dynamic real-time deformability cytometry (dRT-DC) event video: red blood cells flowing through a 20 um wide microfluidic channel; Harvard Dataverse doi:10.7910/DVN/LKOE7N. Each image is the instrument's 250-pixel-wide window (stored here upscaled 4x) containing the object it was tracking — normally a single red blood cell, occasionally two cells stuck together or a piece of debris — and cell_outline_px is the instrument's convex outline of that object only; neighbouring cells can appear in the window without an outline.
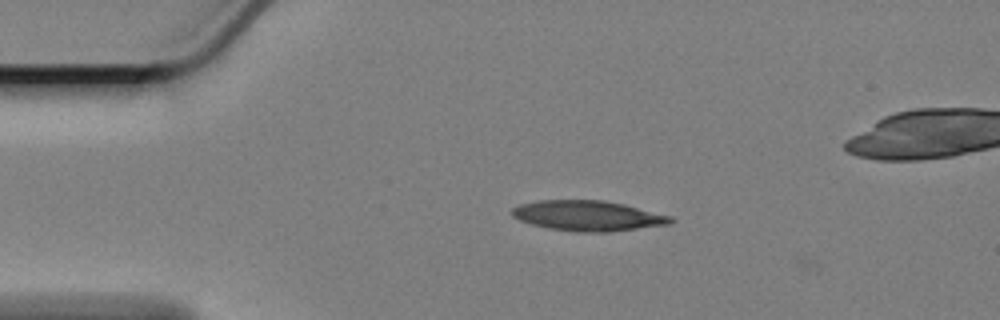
{"species": "Egyptian fruit bat (a non-hibernating species)", "species_latin": "Rousettus aegyptiacus", "temperature_condition": "cold", "stored_images_in_passage": 6, "camera_frame_rate_fps": 3000, "um_per_image_px": 0.085, "animal": {"sex": "female"}, "frame": {"image": 1, "passage_image": 1, "time_ms": 0.0, "image_size_px": [1000, 320], "cell_outline_px": [[676, 220], [672, 224], [612, 232], [576, 232], [548, 228], [532, 224], [520, 220], [512, 216], [512, 208], [520, 204], [536, 200], [604, 200], [624, 204], [672, 216]], "centroid_in_image_um": [50.02, 18.34], "position_along_channel_um": 35.0, "area_um2": 28.26}}